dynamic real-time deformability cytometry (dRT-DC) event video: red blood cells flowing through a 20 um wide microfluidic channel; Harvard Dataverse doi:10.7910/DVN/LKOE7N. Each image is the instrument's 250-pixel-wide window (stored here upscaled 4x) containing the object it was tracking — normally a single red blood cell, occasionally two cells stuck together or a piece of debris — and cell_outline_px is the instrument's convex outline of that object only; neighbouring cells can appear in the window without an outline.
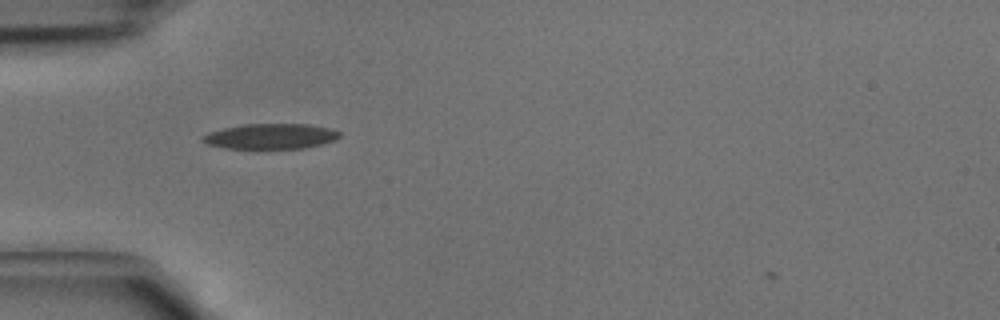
{"species": "common noctule bat (a hibernating species)", "species_latin": "Nyctalus noctula", "temperature_condition": "cold", "stored_images_in_passage": 31, "camera_frame_rate_fps": 3000, "um_per_image_px": 0.085, "animal": {"sex": "male", "body_mass_g": 15.6}, "frame": {"image": 1, "passage_image": 2, "time_ms": 0.333, "image_size_px": [1000, 320], "cell_outline_px": [[340, 136], [336, 140], [304, 148], [256, 152], [224, 148], [208, 144], [200, 140], [200, 136], [208, 132], [224, 128], [244, 124], [308, 124], [328, 128], [340, 132]], "centroid_in_image_um": [22.93, 11.64], "position_along_channel_um": 62.1, "area_um2": 21.27}}
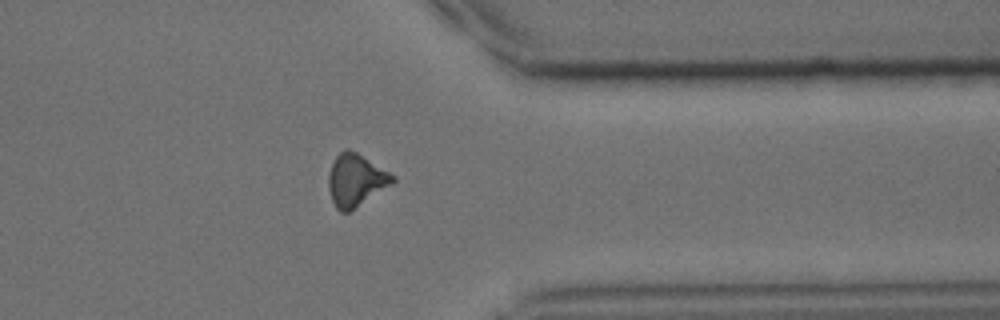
{"frame": {"image": 2, "passage_image": 23, "time_ms": 7.333, "image_size_px": [1000, 320], "cell_outline_px": [[396, 180], [392, 184], [348, 212], [340, 212], [336, 208], [332, 200], [328, 188], [328, 176], [332, 164], [336, 156], [344, 148], [348, 148], [356, 152], [396, 176]], "centroid_in_image_um": [30.23, 15.3], "position_along_channel_um": 381.2, "area_um2": 19.36}}
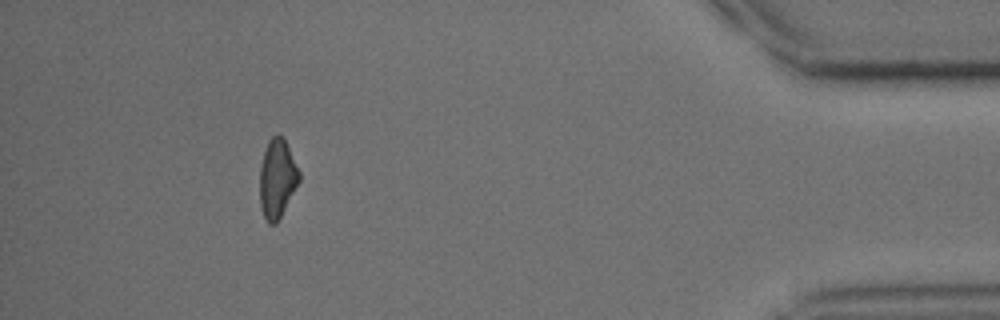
{"frame": {"image": 3, "passage_image": 28, "time_ms": 9.0, "image_size_px": [1000, 320], "cell_outline_px": [[300, 180], [276, 224], [268, 224], [264, 216], [260, 204], [260, 168], [264, 152], [268, 140], [272, 136], [284, 136], [300, 172]], "centroid_in_image_um": [23.56, 15.16], "position_along_channel_um": 411.6, "area_um2": 17.98}}